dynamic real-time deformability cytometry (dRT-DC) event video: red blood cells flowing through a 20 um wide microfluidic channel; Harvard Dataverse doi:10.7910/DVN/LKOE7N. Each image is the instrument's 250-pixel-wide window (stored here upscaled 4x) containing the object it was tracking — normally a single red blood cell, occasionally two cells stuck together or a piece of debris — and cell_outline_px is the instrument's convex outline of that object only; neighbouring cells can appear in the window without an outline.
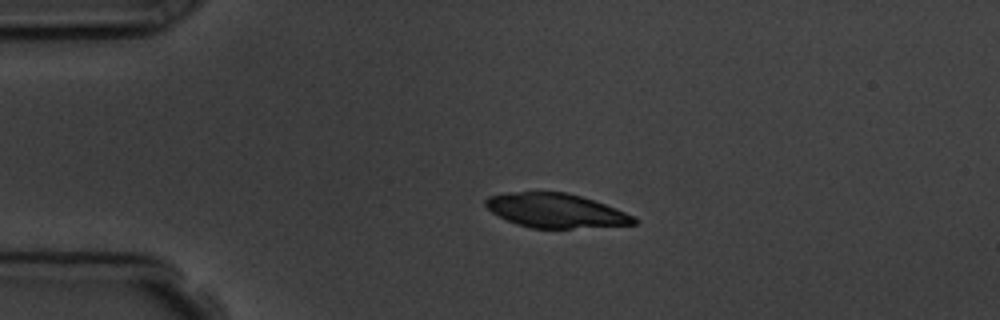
{"species": "common noctule bat (a hibernating species)", "species_latin": "Nyctalus noctula", "temperature_condition": "room temperature", "stored_images_in_passage": 3, "camera_frame_rate_fps": 3000, "um_per_image_px": 0.085, "animal": {"sex": "male", "body_mass_g": 19.5, "forearm_length_mm": 54.6}, "frame": {"image": 1, "passage_image": 2, "time_ms": 1.0, "image_size_px": [1000, 320], "cell_outline_px": [[636, 224], [572, 228], [532, 228], [516, 224], [492, 212], [484, 204], [484, 200], [488, 196], [504, 192], [568, 192], [616, 208], [632, 216], [636, 220]], "centroid_in_image_um": [47.18, 17.89], "position_along_channel_um": 37.8, "area_um2": 29.25}}